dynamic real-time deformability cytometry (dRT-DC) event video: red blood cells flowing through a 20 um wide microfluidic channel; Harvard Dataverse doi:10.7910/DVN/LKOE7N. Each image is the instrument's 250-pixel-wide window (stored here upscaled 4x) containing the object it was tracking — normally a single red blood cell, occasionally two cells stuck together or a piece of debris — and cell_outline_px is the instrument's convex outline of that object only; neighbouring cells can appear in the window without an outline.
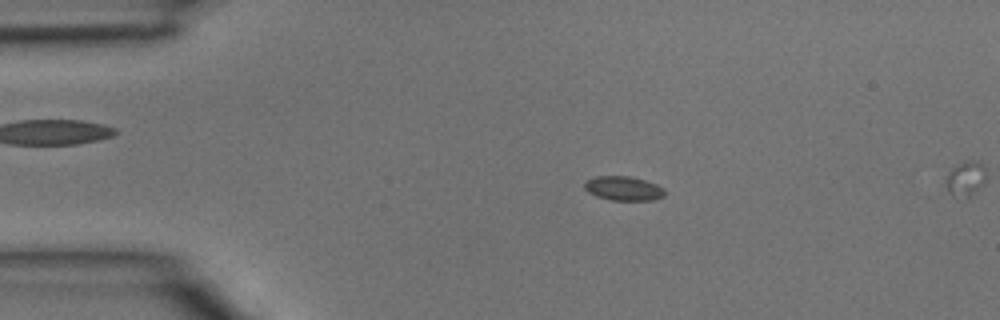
{"species": "common noctule bat (a hibernating species)", "species_latin": "Nyctalus noctula", "temperature_condition": "room temperature", "stored_images_in_passage": 5, "camera_frame_rate_fps": 3000, "um_per_image_px": 0.085, "animal": {"sex": "male", "body_mass_g": 15.6}, "frame": {"image": 1, "passage_image": 3, "time_ms": 0.667, "image_size_px": [1000, 320], "cell_outline_px": [[664, 196], [652, 200], [612, 200], [596, 196], [588, 192], [584, 188], [584, 184], [588, 180], [596, 176], [632, 176], [656, 184], [664, 188]], "centroid_in_image_um": [53.0, 16.01], "position_along_channel_um": 32.0, "area_um2": 11.27}}